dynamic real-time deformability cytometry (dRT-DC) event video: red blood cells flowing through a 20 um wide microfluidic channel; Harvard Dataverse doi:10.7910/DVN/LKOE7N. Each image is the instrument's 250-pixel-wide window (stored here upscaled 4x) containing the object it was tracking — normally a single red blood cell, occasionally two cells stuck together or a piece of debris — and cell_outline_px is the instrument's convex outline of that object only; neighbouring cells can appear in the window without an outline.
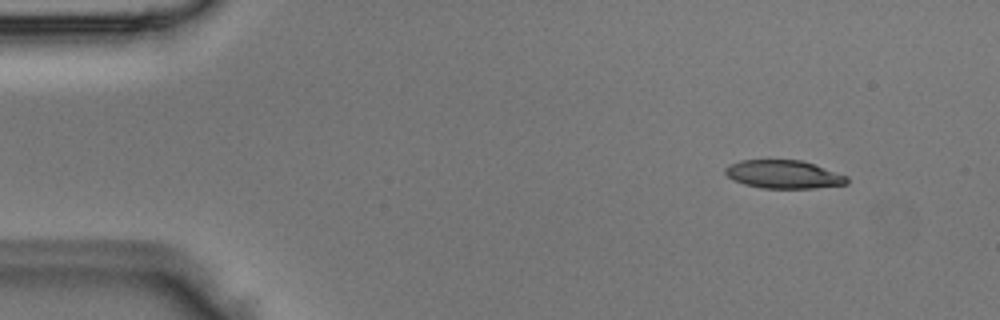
{"species": "Egyptian fruit bat (a non-hibernating species)", "species_latin": "Rousettus aegyptiacus", "temperature_condition": "room temperature", "stored_images_in_passage": 3, "camera_frame_rate_fps": 3000, "um_per_image_px": 0.085, "animal": {"sex": "male"}, "frame": {"image": 1, "passage_image": 1, "time_ms": 0.0, "image_size_px": [1000, 320], "cell_outline_px": [[848, 184], [812, 188], [764, 188], [744, 184], [732, 180], [724, 172], [724, 168], [740, 160], [800, 160], [848, 176]], "centroid_in_image_um": [66.59, 14.82], "position_along_channel_um": 18.4, "area_um2": 19.83}}